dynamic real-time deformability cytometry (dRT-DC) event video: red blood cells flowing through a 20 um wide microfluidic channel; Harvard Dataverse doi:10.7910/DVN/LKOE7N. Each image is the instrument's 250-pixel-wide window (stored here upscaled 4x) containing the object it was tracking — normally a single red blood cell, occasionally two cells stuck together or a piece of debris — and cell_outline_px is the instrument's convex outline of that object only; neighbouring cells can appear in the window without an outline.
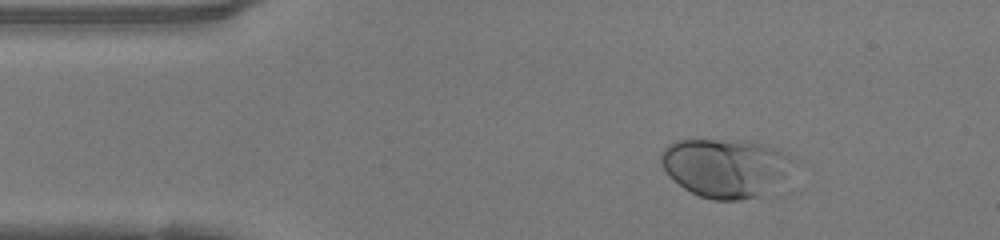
{"species": "human", "species_latin": "Homo sapiens", "temperature_condition": "warm", "stored_images_in_passage": 42, "camera_frame_rate_fps": 3000, "um_per_image_px": 0.085, "donor": {"sex": "female"}, "frame": {"image": 1, "passage_image": 1, "time_ms": 0.0, "image_size_px": [1000, 240], "cell_outline_px": [[792, 160], [784, 176], [764, 196], [740, 200], [712, 200], [700, 196], [684, 188], [660, 164], [660, 152], [668, 144], [676, 140], [740, 140], [760, 144], [776, 148], [788, 152], [792, 156]], "centroid_in_image_um": [61.64, 14.25], "position_along_channel_um": 23.4, "area_um2": 44.91}}
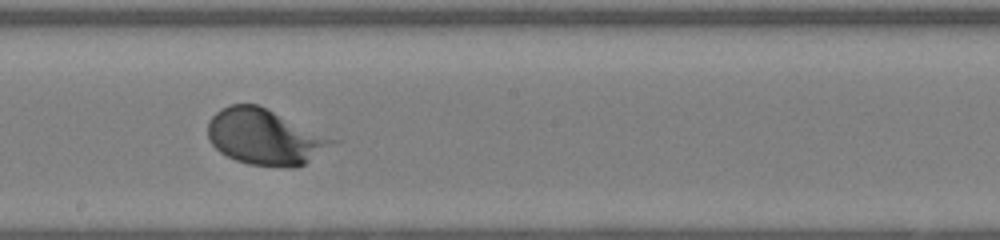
{"frame": {"image": 2, "passage_image": 20, "time_ms": 6.333, "image_size_px": [1000, 240], "cell_outline_px": [[344, 140], [304, 164], [296, 168], [288, 168], [248, 164], [236, 160], [220, 152], [208, 140], [208, 120], [220, 108], [232, 104], [256, 104]], "centroid_in_image_um": [22.61, 11.65], "position_along_channel_um": 225.6, "area_um2": 41.27}}
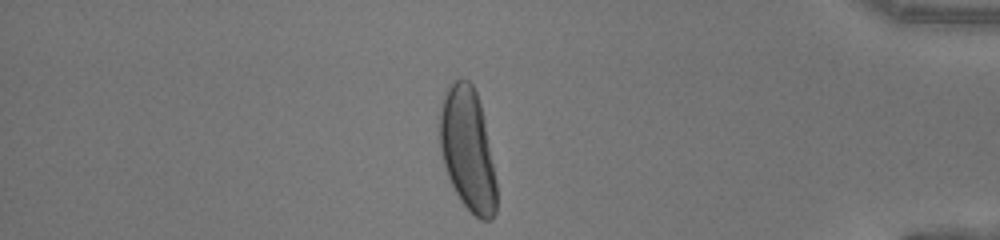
{"frame": {"image": 3, "passage_image": 35, "time_ms": 11.333, "image_size_px": [1000, 240], "cell_outline_px": [[496, 212], [492, 220], [480, 220], [460, 200], [448, 176], [444, 164], [440, 148], [440, 104], [444, 92], [448, 84], [452, 80], [460, 76], [468, 80], [472, 84], [476, 92], [480, 104], [484, 120], [496, 180]], "centroid_in_image_um": [39.74, 12.65], "position_along_channel_um": 395.5, "area_um2": 40.63}, "authors_computed_cell_mechanics": {"area_um2": 41.038, "velocity_mm_per_s": 4.1761, "shape_relaxation_time_tau1_ms": 2.5004, "shape_relaxation_time_tau2_ms": null, "deformation_change_tau1": 0.1911, "deformation_change_tau2": null}}